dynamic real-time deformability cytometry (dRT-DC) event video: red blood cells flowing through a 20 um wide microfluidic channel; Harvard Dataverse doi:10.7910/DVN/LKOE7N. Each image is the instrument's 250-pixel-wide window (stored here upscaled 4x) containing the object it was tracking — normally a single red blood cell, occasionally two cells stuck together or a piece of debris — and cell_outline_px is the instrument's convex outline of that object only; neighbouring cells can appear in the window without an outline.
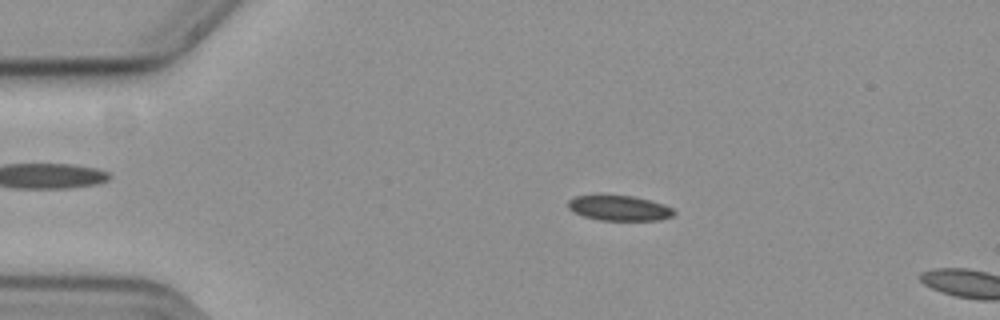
{"species": "common noctule bat (a hibernating species)", "species_latin": "Nyctalus noctula", "temperature_condition": "cold", "stored_images_in_passage": 10, "camera_frame_rate_fps": 3000, "um_per_image_px": 0.085, "animal": {"sex": "female", "body_mass_g": 19.3, "forearm_length_mm": 54.1}, "frame": {"image": 1, "passage_image": 5, "time_ms": 1.333, "image_size_px": [1000, 320], "cell_outline_px": [[676, 212], [672, 216], [660, 220], [600, 220], [584, 216], [572, 212], [568, 208], [568, 200], [576, 196], [632, 196], [664, 204], [672, 208]], "centroid_in_image_um": [52.64, 17.7], "position_along_channel_um": 32.4, "area_um2": 15.32}}